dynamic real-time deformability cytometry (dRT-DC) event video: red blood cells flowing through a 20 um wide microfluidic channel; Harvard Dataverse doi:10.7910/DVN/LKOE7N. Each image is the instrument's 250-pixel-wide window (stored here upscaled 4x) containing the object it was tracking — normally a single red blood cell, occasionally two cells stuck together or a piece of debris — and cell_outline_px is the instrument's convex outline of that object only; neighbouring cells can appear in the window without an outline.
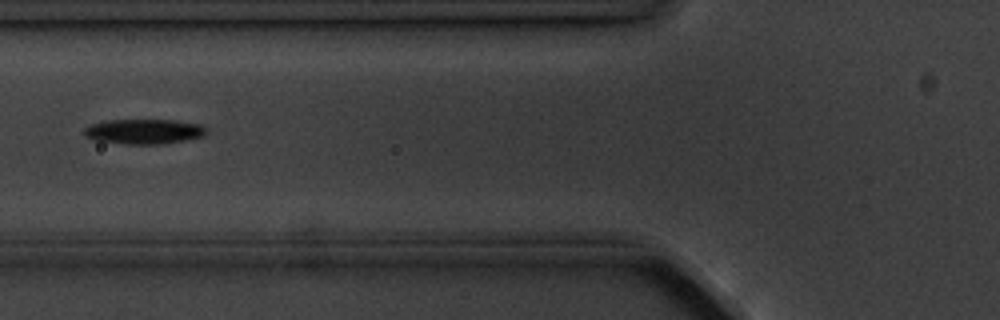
{"species": "common noctule bat (a hibernating species)", "species_latin": "Nyctalus noctula", "temperature_condition": "cold", "stored_images_in_passage": 8, "camera_frame_rate_fps": 3000, "um_per_image_px": 0.085, "animal": {"sex": "male", "body_mass_g": 20.1, "forearm_length_mm": 53.5}, "frame": {"image": 1, "passage_image": 5, "time_ms": 4.667, "image_size_px": [1000, 320], "cell_outline_px": [[208, 132], [204, 136], [188, 140], [160, 144], [124, 144], [96, 140], [84, 136], [84, 128], [92, 124], [108, 120], [172, 120], [200, 124]], "centroid_in_image_um": [12.25, 11.18], "position_along_channel_um": 113.6, "area_um2": 17.74}}